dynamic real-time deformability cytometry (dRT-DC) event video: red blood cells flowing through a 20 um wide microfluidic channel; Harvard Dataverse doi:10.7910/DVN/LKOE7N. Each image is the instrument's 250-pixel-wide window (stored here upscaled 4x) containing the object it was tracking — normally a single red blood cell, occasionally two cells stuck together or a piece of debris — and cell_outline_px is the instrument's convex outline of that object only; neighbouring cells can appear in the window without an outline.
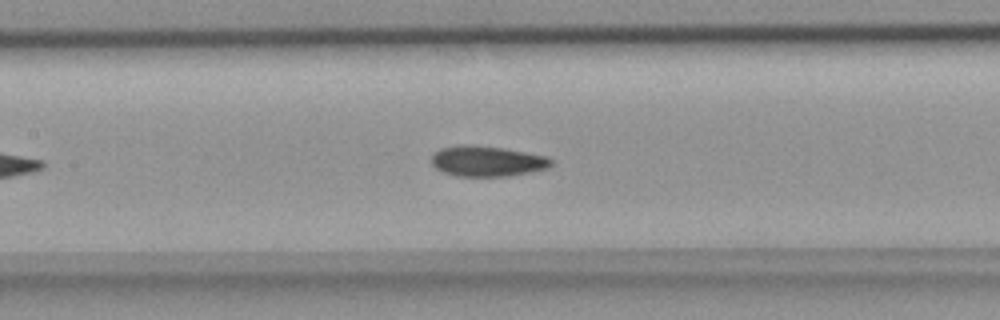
{"species": "common noctule bat (a hibernating species)", "species_latin": "Nyctalus noctula", "temperature_condition": "room temperature", "stored_images_in_passage": 35, "camera_frame_rate_fps": 3000, "um_per_image_px": 0.085, "animal": {"sex": "female", "body_mass_g": 18.4}, "frame": {"image": 1, "passage_image": 13, "time_ms": 4.0, "image_size_px": [1000, 320], "cell_outline_px": [[552, 164], [548, 168], [508, 176], [456, 176], [444, 172], [436, 168], [432, 164], [432, 156], [440, 148], [460, 144], [472, 144], [504, 148], [548, 156], [552, 160]], "centroid_in_image_um": [41.41, 13.68], "position_along_channel_um": 166.0, "area_um2": 21.33}}
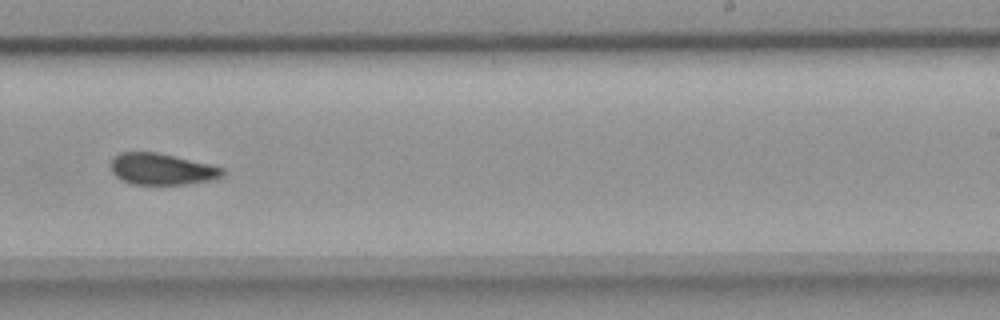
{"frame": {"image": 2, "passage_image": 21, "time_ms": 6.667, "image_size_px": [1000, 320], "cell_outline_px": [[224, 172], [220, 176], [208, 180], [184, 184], [132, 184], [120, 180], [112, 172], [112, 156], [120, 152], [156, 152], [208, 164], [224, 168]], "centroid_in_image_um": [13.68, 14.37], "position_along_channel_um": 275.3, "area_um2": 20.11}}
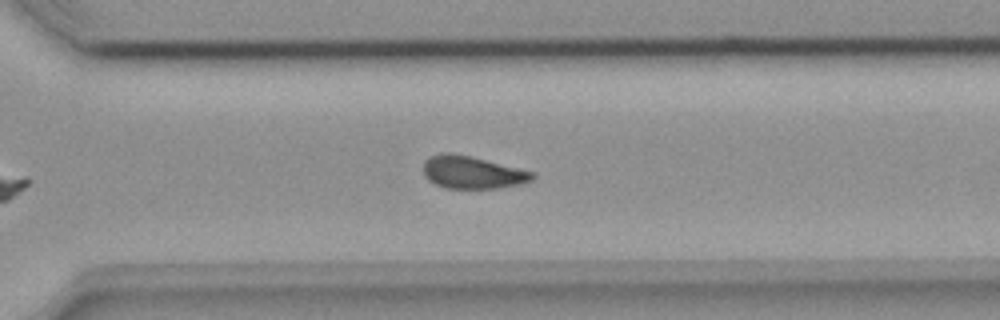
{"frame": {"image": 3, "passage_image": 25, "time_ms": 8.0, "image_size_px": [1000, 320], "cell_outline_px": [[536, 176], [532, 180], [520, 184], [496, 188], [444, 188], [436, 184], [424, 176], [424, 160], [428, 156], [444, 152], [448, 152], [472, 156], [536, 172]], "centroid_in_image_um": [40.16, 14.63], "position_along_channel_um": 330.4, "area_um2": 20.87}}